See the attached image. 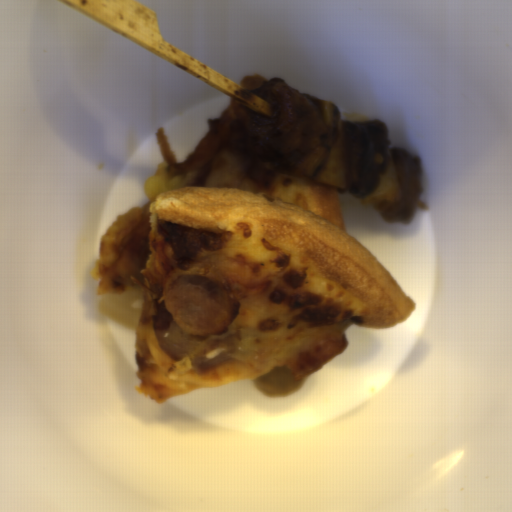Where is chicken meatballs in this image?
Masks as SVG:
<instances>
[{"instance_id": "fd5e1221", "label": "chicken meatballs", "mask_w": 512, "mask_h": 512, "mask_svg": "<svg viewBox=\"0 0 512 512\" xmlns=\"http://www.w3.org/2000/svg\"><path fill=\"white\" fill-rule=\"evenodd\" d=\"M306 377L294 380L285 367H274L263 376H255L251 381L257 390L271 397L293 395L302 390Z\"/></svg>"}]
</instances>
